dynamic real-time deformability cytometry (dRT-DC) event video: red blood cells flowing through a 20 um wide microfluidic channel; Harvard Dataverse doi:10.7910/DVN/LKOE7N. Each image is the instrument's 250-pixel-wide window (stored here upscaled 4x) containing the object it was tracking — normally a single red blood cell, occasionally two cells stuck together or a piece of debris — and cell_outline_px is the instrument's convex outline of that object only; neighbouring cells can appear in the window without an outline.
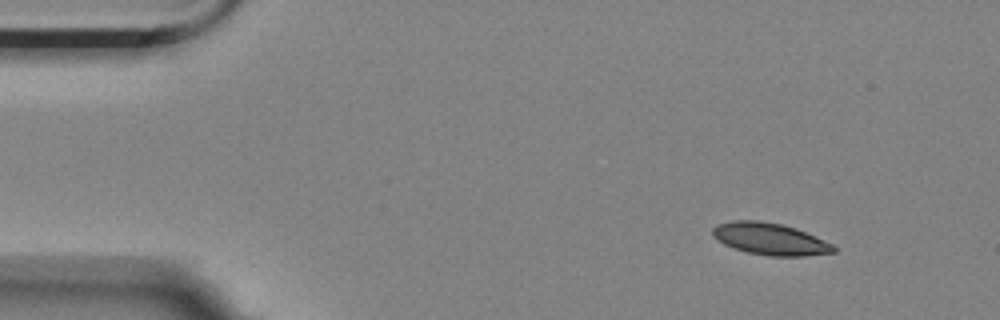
{"species": "Egyptian fruit bat (a non-hibernating species)", "species_latin": "Rousettus aegyptiacus", "temperature_condition": "room temperature", "stored_images_in_passage": 4, "camera_frame_rate_fps": 3000, "um_per_image_px": 0.085, "animal": {"sex": "female"}, "frame": {"image": 1, "passage_image": 1, "time_ms": 0.0, "image_size_px": [1000, 320], "cell_outline_px": [[836, 252], [804, 256], [768, 256], [748, 252], [732, 248], [724, 244], [712, 236], [712, 228], [716, 224], [732, 220], [760, 220], [780, 224], [796, 228], [824, 240], [832, 244], [836, 248]], "centroid_in_image_um": [65.42, 20.31], "position_along_channel_um": 19.6, "area_um2": 22.6}}
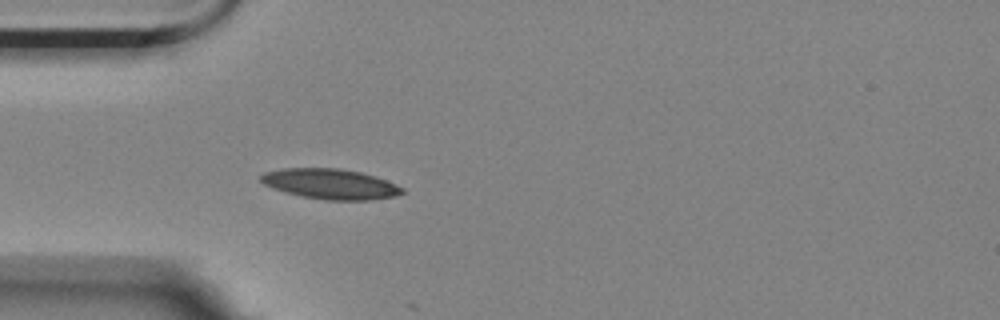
{"frame": {"image": 2, "passage_image": 4, "time_ms": 1.0, "image_size_px": [1000, 320], "cell_outline_px": [[404, 192], [392, 196], [368, 200], [324, 200], [304, 196], [272, 188], [264, 184], [260, 180], [260, 176], [264, 172], [280, 168], [340, 168], [360, 172], [376, 176], [396, 184], [404, 188]], "centroid_in_image_um": [28.07, 15.62], "position_along_channel_um": 56.9, "area_um2": 24.8}}